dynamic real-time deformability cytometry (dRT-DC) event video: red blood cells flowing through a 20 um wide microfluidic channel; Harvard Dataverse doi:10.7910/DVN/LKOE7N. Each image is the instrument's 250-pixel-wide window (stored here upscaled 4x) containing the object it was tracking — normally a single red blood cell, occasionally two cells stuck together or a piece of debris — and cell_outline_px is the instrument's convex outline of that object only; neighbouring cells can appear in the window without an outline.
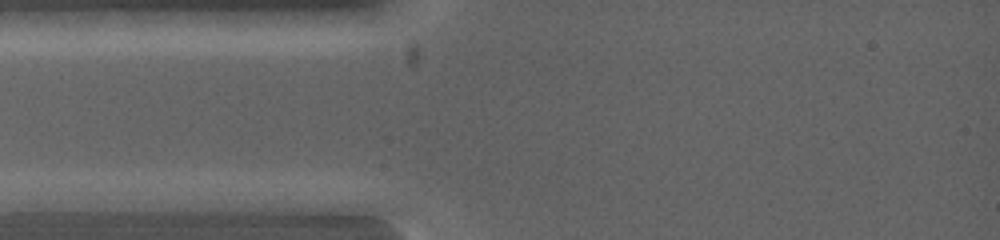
{"species": "common noctule bat (a hibernating species)", "species_latin": "Nyctalus noctula", "temperature_condition": "warm", "stored_images_in_passage": 4, "camera_frame_rate_fps": 5000, "um_per_image_px": 0.085, "animal": {"sex": "female", "body_mass_g": 19.0, "forearm_length_mm": 53.3}, "frame": {"image": 1, "passage_image": 2, "time_ms": 0.2, "image_size_px": [1000, 240], "cell_outline_px": [[136, 200], [76, 212], [16, 212], [12, 200], [36, 192], [120, 192]], "centroid_in_image_um": [5.76, 17.12], "position_along_channel_um": 79.2, "area_um2": 13.99}}